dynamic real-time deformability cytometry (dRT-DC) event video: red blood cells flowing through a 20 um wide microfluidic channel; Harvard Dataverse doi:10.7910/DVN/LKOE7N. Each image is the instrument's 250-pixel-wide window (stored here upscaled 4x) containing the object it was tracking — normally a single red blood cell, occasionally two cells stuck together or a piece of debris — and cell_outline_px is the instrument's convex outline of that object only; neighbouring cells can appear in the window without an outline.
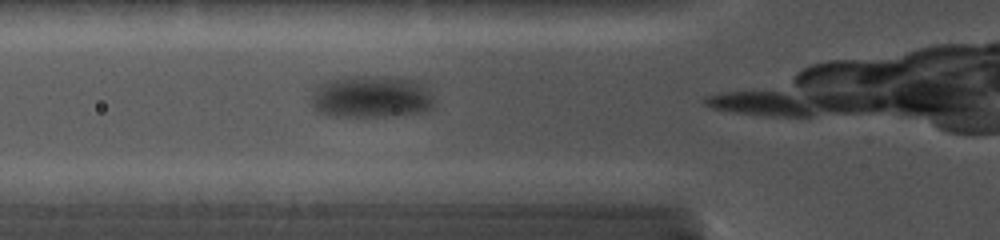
{"species": "common noctule bat (a hibernating species)", "species_latin": "Nyctalus noctula", "temperature_condition": "cold", "stored_images_in_passage": 5, "camera_frame_rate_fps": 5000, "um_per_image_px": 0.085, "animal": {"sex": "female", "body_mass_g": 19.0, "forearm_length_mm": 56.7}, "frame": {"image": 1, "passage_image": 4, "time_ms": 2.2, "image_size_px": [1000, 240], "cell_outline_px": [[436, 104], [432, 108], [424, 112], [392, 116], [332, 116], [316, 112], [312, 108], [312, 84], [324, 80], [344, 76], [380, 76], [420, 80], [428, 84]], "centroid_in_image_um": [31.55, 8.2], "position_along_channel_um": 94.2, "area_um2": 31.56}}